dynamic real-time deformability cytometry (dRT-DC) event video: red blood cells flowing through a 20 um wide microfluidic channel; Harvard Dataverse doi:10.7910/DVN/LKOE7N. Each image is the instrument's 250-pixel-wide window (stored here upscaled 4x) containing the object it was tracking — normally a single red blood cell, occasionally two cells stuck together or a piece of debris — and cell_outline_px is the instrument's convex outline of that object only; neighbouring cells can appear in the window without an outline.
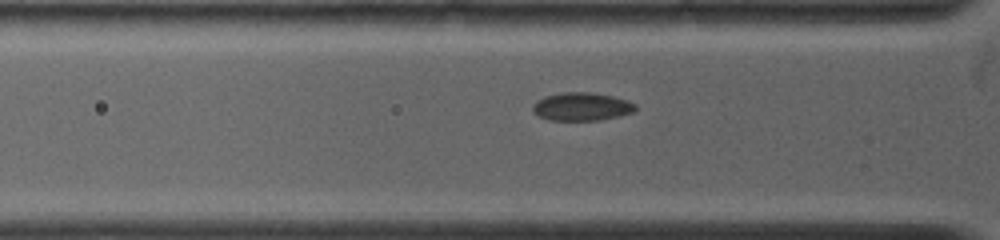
{"species": "common noctule bat (a hibernating species)", "species_latin": "Nyctalus noctula", "temperature_condition": "warm", "stored_images_in_passage": 12, "camera_frame_rate_fps": 5000, "um_per_image_px": 0.085, "animal": {"sex": "female", "body_mass_g": 19.0, "forearm_length_mm": 53.3}, "frame": {"image": 1, "passage_image": 9, "time_ms": 1.6, "image_size_px": [1000, 240], "cell_outline_px": [[636, 108], [632, 112], [620, 116], [600, 120], [552, 120], [540, 116], [532, 112], [532, 104], [536, 100], [544, 96], [564, 92], [592, 92], [612, 96], [628, 100], [636, 104]], "centroid_in_image_um": [49.43, 9.05], "position_along_channel_um": 76.4, "area_um2": 16.94}}